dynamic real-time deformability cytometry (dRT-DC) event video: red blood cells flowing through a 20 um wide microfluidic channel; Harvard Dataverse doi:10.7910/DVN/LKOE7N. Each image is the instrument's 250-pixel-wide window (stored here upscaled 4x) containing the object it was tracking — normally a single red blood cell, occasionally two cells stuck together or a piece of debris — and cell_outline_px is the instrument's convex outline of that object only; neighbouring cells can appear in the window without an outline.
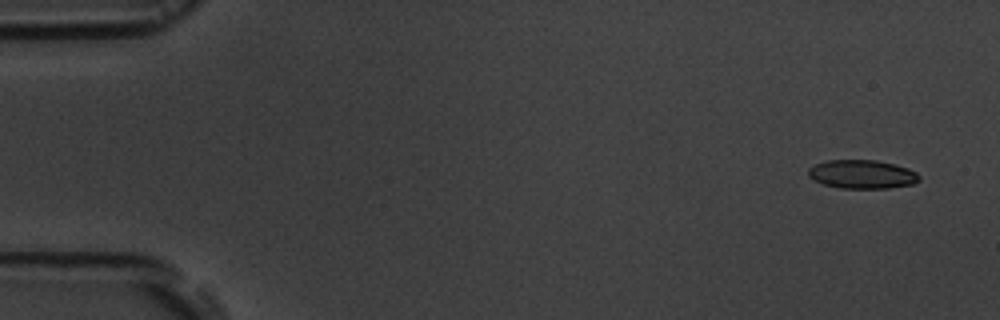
{"species": "common noctule bat (a hibernating species)", "species_latin": "Nyctalus noctula", "temperature_condition": "room temperature", "stored_images_in_passage": 6, "camera_frame_rate_fps": 3000, "um_per_image_px": 0.085, "animal": {"sex": "male", "body_mass_g": 19.5, "forearm_length_mm": 54.6}, "frame": {"image": 1, "passage_image": 1, "time_ms": 0.0, "image_size_px": [1000, 320], "cell_outline_px": [[920, 180], [912, 184], [888, 188], [840, 188], [824, 184], [812, 180], [808, 176], [808, 168], [816, 164], [828, 160], [876, 160], [908, 168], [916, 172], [920, 176]], "centroid_in_image_um": [73.26, 14.81], "position_along_channel_um": 11.7, "area_um2": 18.5}}
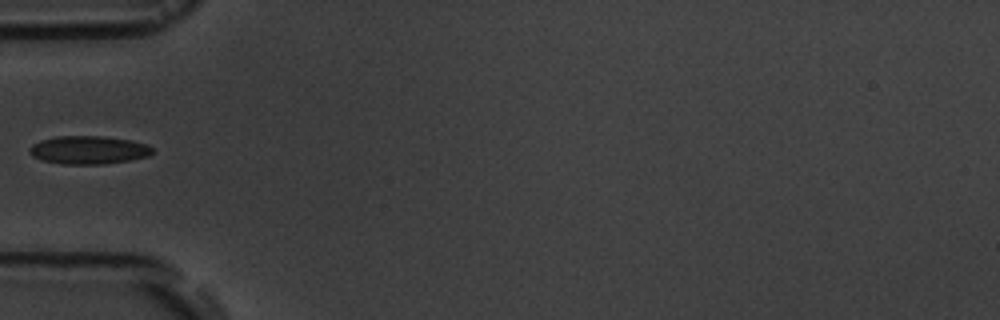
{"frame": {"image": 2, "passage_image": 5, "time_ms": 5.333, "image_size_px": [1000, 320], "cell_outline_px": [[152, 152], [148, 156], [128, 160], [104, 164], [60, 164], [40, 160], [32, 156], [28, 152], [28, 148], [32, 144], [40, 140], [56, 136], [104, 136], [128, 140], [148, 144], [152, 148]], "centroid_in_image_um": [7.46, 12.75], "position_along_channel_um": 77.5, "area_um2": 20.29}}
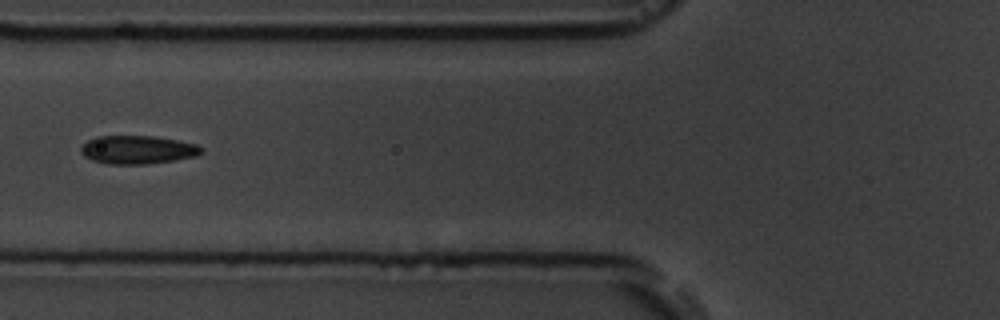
{"frame": {"image": 3, "passage_image": 6, "time_ms": 6.333, "image_size_px": [1000, 320], "cell_outline_px": [[204, 152], [196, 156], [148, 164], [108, 164], [92, 160], [84, 156], [80, 152], [80, 148], [88, 140], [96, 136], [152, 136], [176, 140], [196, 144]], "centroid_in_image_um": [11.66, 12.73], "position_along_channel_um": 114.1, "area_um2": 19.77}}